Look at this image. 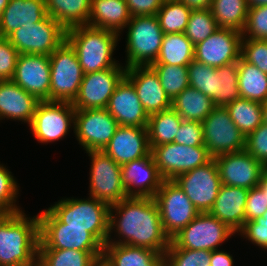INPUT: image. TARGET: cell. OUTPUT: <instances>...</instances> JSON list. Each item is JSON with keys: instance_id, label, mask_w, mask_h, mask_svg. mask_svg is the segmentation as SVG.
<instances>
[{"instance_id": "6da1fadb", "label": "cell", "mask_w": 267, "mask_h": 266, "mask_svg": "<svg viewBox=\"0 0 267 266\" xmlns=\"http://www.w3.org/2000/svg\"><path fill=\"white\" fill-rule=\"evenodd\" d=\"M113 231L118 240L111 238ZM170 242L164 233L154 198L128 197L110 205L106 244L143 247L165 255Z\"/></svg>"}, {"instance_id": "7a4b0ae2", "label": "cell", "mask_w": 267, "mask_h": 266, "mask_svg": "<svg viewBox=\"0 0 267 266\" xmlns=\"http://www.w3.org/2000/svg\"><path fill=\"white\" fill-rule=\"evenodd\" d=\"M39 216L9 213L0 222V266H37Z\"/></svg>"}, {"instance_id": "3957f363", "label": "cell", "mask_w": 267, "mask_h": 266, "mask_svg": "<svg viewBox=\"0 0 267 266\" xmlns=\"http://www.w3.org/2000/svg\"><path fill=\"white\" fill-rule=\"evenodd\" d=\"M120 36L113 31L88 25L66 30V40L75 49L84 74L122 66L112 57Z\"/></svg>"}, {"instance_id": "277c9868", "label": "cell", "mask_w": 267, "mask_h": 266, "mask_svg": "<svg viewBox=\"0 0 267 266\" xmlns=\"http://www.w3.org/2000/svg\"><path fill=\"white\" fill-rule=\"evenodd\" d=\"M48 210L66 227H85L103 245L109 235L110 205L89 196L87 199L65 198Z\"/></svg>"}, {"instance_id": "5b68a950", "label": "cell", "mask_w": 267, "mask_h": 266, "mask_svg": "<svg viewBox=\"0 0 267 266\" xmlns=\"http://www.w3.org/2000/svg\"><path fill=\"white\" fill-rule=\"evenodd\" d=\"M126 68L149 66L160 52L164 33L156 15L131 17L126 25Z\"/></svg>"}, {"instance_id": "8992f818", "label": "cell", "mask_w": 267, "mask_h": 266, "mask_svg": "<svg viewBox=\"0 0 267 266\" xmlns=\"http://www.w3.org/2000/svg\"><path fill=\"white\" fill-rule=\"evenodd\" d=\"M39 216L38 249L103 251L104 245L85 227H66L47 208Z\"/></svg>"}, {"instance_id": "52a82bcc", "label": "cell", "mask_w": 267, "mask_h": 266, "mask_svg": "<svg viewBox=\"0 0 267 266\" xmlns=\"http://www.w3.org/2000/svg\"><path fill=\"white\" fill-rule=\"evenodd\" d=\"M49 59L50 101L73 102L84 76L75 49L67 40H64L49 55Z\"/></svg>"}, {"instance_id": "ba28073f", "label": "cell", "mask_w": 267, "mask_h": 266, "mask_svg": "<svg viewBox=\"0 0 267 266\" xmlns=\"http://www.w3.org/2000/svg\"><path fill=\"white\" fill-rule=\"evenodd\" d=\"M236 232L209 212L199 213L186 227L177 233L168 248L192 250H219Z\"/></svg>"}, {"instance_id": "9c48e42d", "label": "cell", "mask_w": 267, "mask_h": 266, "mask_svg": "<svg viewBox=\"0 0 267 266\" xmlns=\"http://www.w3.org/2000/svg\"><path fill=\"white\" fill-rule=\"evenodd\" d=\"M153 198L170 240L200 213L174 180H164Z\"/></svg>"}, {"instance_id": "30bf717a", "label": "cell", "mask_w": 267, "mask_h": 266, "mask_svg": "<svg viewBox=\"0 0 267 266\" xmlns=\"http://www.w3.org/2000/svg\"><path fill=\"white\" fill-rule=\"evenodd\" d=\"M19 54L50 55L66 40V30L47 15L32 25H22L8 37Z\"/></svg>"}, {"instance_id": "8fae6325", "label": "cell", "mask_w": 267, "mask_h": 266, "mask_svg": "<svg viewBox=\"0 0 267 266\" xmlns=\"http://www.w3.org/2000/svg\"><path fill=\"white\" fill-rule=\"evenodd\" d=\"M201 124L204 145L212 158L245 149L246 137L232 121L226 107L215 106Z\"/></svg>"}, {"instance_id": "7c38bea8", "label": "cell", "mask_w": 267, "mask_h": 266, "mask_svg": "<svg viewBox=\"0 0 267 266\" xmlns=\"http://www.w3.org/2000/svg\"><path fill=\"white\" fill-rule=\"evenodd\" d=\"M75 111L72 102L40 101L29 125L33 136L43 144L62 140L75 128Z\"/></svg>"}, {"instance_id": "4fadbf2b", "label": "cell", "mask_w": 267, "mask_h": 266, "mask_svg": "<svg viewBox=\"0 0 267 266\" xmlns=\"http://www.w3.org/2000/svg\"><path fill=\"white\" fill-rule=\"evenodd\" d=\"M91 160L89 196L109 205L128 198L122 184L121 166L104 151H87Z\"/></svg>"}, {"instance_id": "5bb4252c", "label": "cell", "mask_w": 267, "mask_h": 266, "mask_svg": "<svg viewBox=\"0 0 267 266\" xmlns=\"http://www.w3.org/2000/svg\"><path fill=\"white\" fill-rule=\"evenodd\" d=\"M156 167L164 180H174L179 174L203 166L213 158L206 146H186L175 142L151 149Z\"/></svg>"}, {"instance_id": "9a60e30c", "label": "cell", "mask_w": 267, "mask_h": 266, "mask_svg": "<svg viewBox=\"0 0 267 266\" xmlns=\"http://www.w3.org/2000/svg\"><path fill=\"white\" fill-rule=\"evenodd\" d=\"M174 182L200 213L211 210L222 185L214 158L203 166L179 174Z\"/></svg>"}, {"instance_id": "2e32d148", "label": "cell", "mask_w": 267, "mask_h": 266, "mask_svg": "<svg viewBox=\"0 0 267 266\" xmlns=\"http://www.w3.org/2000/svg\"><path fill=\"white\" fill-rule=\"evenodd\" d=\"M119 124L106 108L76 109L74 134L87 151H103Z\"/></svg>"}, {"instance_id": "e0dca14e", "label": "cell", "mask_w": 267, "mask_h": 266, "mask_svg": "<svg viewBox=\"0 0 267 266\" xmlns=\"http://www.w3.org/2000/svg\"><path fill=\"white\" fill-rule=\"evenodd\" d=\"M125 66L84 74L77 97L72 102L75 109L106 108L117 85L126 75Z\"/></svg>"}, {"instance_id": "ac0fdd59", "label": "cell", "mask_w": 267, "mask_h": 266, "mask_svg": "<svg viewBox=\"0 0 267 266\" xmlns=\"http://www.w3.org/2000/svg\"><path fill=\"white\" fill-rule=\"evenodd\" d=\"M221 183L245 189L257 187L267 168L245 149L214 158Z\"/></svg>"}, {"instance_id": "d6986e66", "label": "cell", "mask_w": 267, "mask_h": 266, "mask_svg": "<svg viewBox=\"0 0 267 266\" xmlns=\"http://www.w3.org/2000/svg\"><path fill=\"white\" fill-rule=\"evenodd\" d=\"M242 32L219 28L194 46V60L218 68L241 57Z\"/></svg>"}, {"instance_id": "ffe728a7", "label": "cell", "mask_w": 267, "mask_h": 266, "mask_svg": "<svg viewBox=\"0 0 267 266\" xmlns=\"http://www.w3.org/2000/svg\"><path fill=\"white\" fill-rule=\"evenodd\" d=\"M12 81L39 101H50L51 69L48 55L19 54Z\"/></svg>"}, {"instance_id": "44dd1931", "label": "cell", "mask_w": 267, "mask_h": 266, "mask_svg": "<svg viewBox=\"0 0 267 266\" xmlns=\"http://www.w3.org/2000/svg\"><path fill=\"white\" fill-rule=\"evenodd\" d=\"M122 184L128 197H154L164 179L152 154L121 166Z\"/></svg>"}, {"instance_id": "7402d4cb", "label": "cell", "mask_w": 267, "mask_h": 266, "mask_svg": "<svg viewBox=\"0 0 267 266\" xmlns=\"http://www.w3.org/2000/svg\"><path fill=\"white\" fill-rule=\"evenodd\" d=\"M125 77L133 84L138 98L149 116L172 108V101L165 93L157 73L150 65L127 68Z\"/></svg>"}, {"instance_id": "603a6c76", "label": "cell", "mask_w": 267, "mask_h": 266, "mask_svg": "<svg viewBox=\"0 0 267 266\" xmlns=\"http://www.w3.org/2000/svg\"><path fill=\"white\" fill-rule=\"evenodd\" d=\"M106 109L119 126L148 125L149 115L145 112L133 84L126 77L117 85Z\"/></svg>"}, {"instance_id": "cb8c5ba5", "label": "cell", "mask_w": 267, "mask_h": 266, "mask_svg": "<svg viewBox=\"0 0 267 266\" xmlns=\"http://www.w3.org/2000/svg\"><path fill=\"white\" fill-rule=\"evenodd\" d=\"M103 151L120 166L149 155L147 127L119 126Z\"/></svg>"}, {"instance_id": "d4e9b609", "label": "cell", "mask_w": 267, "mask_h": 266, "mask_svg": "<svg viewBox=\"0 0 267 266\" xmlns=\"http://www.w3.org/2000/svg\"><path fill=\"white\" fill-rule=\"evenodd\" d=\"M39 102L12 80H0V120L13 119L30 125Z\"/></svg>"}, {"instance_id": "484cf974", "label": "cell", "mask_w": 267, "mask_h": 266, "mask_svg": "<svg viewBox=\"0 0 267 266\" xmlns=\"http://www.w3.org/2000/svg\"><path fill=\"white\" fill-rule=\"evenodd\" d=\"M249 189L221 185L211 215L228 225L236 234L245 224V206Z\"/></svg>"}, {"instance_id": "4316f807", "label": "cell", "mask_w": 267, "mask_h": 266, "mask_svg": "<svg viewBox=\"0 0 267 266\" xmlns=\"http://www.w3.org/2000/svg\"><path fill=\"white\" fill-rule=\"evenodd\" d=\"M45 0H10L0 16V37H8L22 25H32L46 16Z\"/></svg>"}, {"instance_id": "83f0119b", "label": "cell", "mask_w": 267, "mask_h": 266, "mask_svg": "<svg viewBox=\"0 0 267 266\" xmlns=\"http://www.w3.org/2000/svg\"><path fill=\"white\" fill-rule=\"evenodd\" d=\"M131 19L125 0H91L88 26L120 35Z\"/></svg>"}, {"instance_id": "f1b7e54d", "label": "cell", "mask_w": 267, "mask_h": 266, "mask_svg": "<svg viewBox=\"0 0 267 266\" xmlns=\"http://www.w3.org/2000/svg\"><path fill=\"white\" fill-rule=\"evenodd\" d=\"M102 258L109 266H164L162 253L126 244H105Z\"/></svg>"}, {"instance_id": "f546056e", "label": "cell", "mask_w": 267, "mask_h": 266, "mask_svg": "<svg viewBox=\"0 0 267 266\" xmlns=\"http://www.w3.org/2000/svg\"><path fill=\"white\" fill-rule=\"evenodd\" d=\"M47 14L65 30L87 25L91 13V0H45Z\"/></svg>"}, {"instance_id": "4dcf8cb0", "label": "cell", "mask_w": 267, "mask_h": 266, "mask_svg": "<svg viewBox=\"0 0 267 266\" xmlns=\"http://www.w3.org/2000/svg\"><path fill=\"white\" fill-rule=\"evenodd\" d=\"M210 98L215 106L223 107L240 98L238 61L213 70L210 82Z\"/></svg>"}, {"instance_id": "1f68e13d", "label": "cell", "mask_w": 267, "mask_h": 266, "mask_svg": "<svg viewBox=\"0 0 267 266\" xmlns=\"http://www.w3.org/2000/svg\"><path fill=\"white\" fill-rule=\"evenodd\" d=\"M214 107L209 96L190 86L172 101V108L183 120L202 122Z\"/></svg>"}, {"instance_id": "d6a6232c", "label": "cell", "mask_w": 267, "mask_h": 266, "mask_svg": "<svg viewBox=\"0 0 267 266\" xmlns=\"http://www.w3.org/2000/svg\"><path fill=\"white\" fill-rule=\"evenodd\" d=\"M238 88L241 98L264 103L267 100V74L240 57Z\"/></svg>"}, {"instance_id": "836d02e7", "label": "cell", "mask_w": 267, "mask_h": 266, "mask_svg": "<svg viewBox=\"0 0 267 266\" xmlns=\"http://www.w3.org/2000/svg\"><path fill=\"white\" fill-rule=\"evenodd\" d=\"M103 251L38 249L37 266H93Z\"/></svg>"}, {"instance_id": "e575fe53", "label": "cell", "mask_w": 267, "mask_h": 266, "mask_svg": "<svg viewBox=\"0 0 267 266\" xmlns=\"http://www.w3.org/2000/svg\"><path fill=\"white\" fill-rule=\"evenodd\" d=\"M194 60V45L184 33L164 34L160 52L153 64L188 66Z\"/></svg>"}, {"instance_id": "d590c367", "label": "cell", "mask_w": 267, "mask_h": 266, "mask_svg": "<svg viewBox=\"0 0 267 266\" xmlns=\"http://www.w3.org/2000/svg\"><path fill=\"white\" fill-rule=\"evenodd\" d=\"M182 120L173 108L150 115L147 125L150 148L174 142Z\"/></svg>"}, {"instance_id": "8d00e7d4", "label": "cell", "mask_w": 267, "mask_h": 266, "mask_svg": "<svg viewBox=\"0 0 267 266\" xmlns=\"http://www.w3.org/2000/svg\"><path fill=\"white\" fill-rule=\"evenodd\" d=\"M210 9L219 28L243 31L249 9L247 0H213Z\"/></svg>"}, {"instance_id": "74e56055", "label": "cell", "mask_w": 267, "mask_h": 266, "mask_svg": "<svg viewBox=\"0 0 267 266\" xmlns=\"http://www.w3.org/2000/svg\"><path fill=\"white\" fill-rule=\"evenodd\" d=\"M236 127L245 137L263 123L262 103L238 98L225 106Z\"/></svg>"}, {"instance_id": "f35d334b", "label": "cell", "mask_w": 267, "mask_h": 266, "mask_svg": "<svg viewBox=\"0 0 267 266\" xmlns=\"http://www.w3.org/2000/svg\"><path fill=\"white\" fill-rule=\"evenodd\" d=\"M192 9L180 0H164L156 17L164 34L184 33Z\"/></svg>"}, {"instance_id": "ab89813d", "label": "cell", "mask_w": 267, "mask_h": 266, "mask_svg": "<svg viewBox=\"0 0 267 266\" xmlns=\"http://www.w3.org/2000/svg\"><path fill=\"white\" fill-rule=\"evenodd\" d=\"M157 73L165 93L173 101L184 89L189 87L187 66L151 64Z\"/></svg>"}, {"instance_id": "60d3db41", "label": "cell", "mask_w": 267, "mask_h": 266, "mask_svg": "<svg viewBox=\"0 0 267 266\" xmlns=\"http://www.w3.org/2000/svg\"><path fill=\"white\" fill-rule=\"evenodd\" d=\"M218 29L210 8L192 9L184 34L195 46Z\"/></svg>"}, {"instance_id": "b9f144b4", "label": "cell", "mask_w": 267, "mask_h": 266, "mask_svg": "<svg viewBox=\"0 0 267 266\" xmlns=\"http://www.w3.org/2000/svg\"><path fill=\"white\" fill-rule=\"evenodd\" d=\"M211 251L184 248H168L164 266H210Z\"/></svg>"}, {"instance_id": "7bdbcfd3", "label": "cell", "mask_w": 267, "mask_h": 266, "mask_svg": "<svg viewBox=\"0 0 267 266\" xmlns=\"http://www.w3.org/2000/svg\"><path fill=\"white\" fill-rule=\"evenodd\" d=\"M19 185L16 179L3 164H0V210L8 213H17L22 211L16 205L19 194Z\"/></svg>"}, {"instance_id": "ee69618b", "label": "cell", "mask_w": 267, "mask_h": 266, "mask_svg": "<svg viewBox=\"0 0 267 266\" xmlns=\"http://www.w3.org/2000/svg\"><path fill=\"white\" fill-rule=\"evenodd\" d=\"M242 39L267 40V5L249 7Z\"/></svg>"}, {"instance_id": "f6af8a7d", "label": "cell", "mask_w": 267, "mask_h": 266, "mask_svg": "<svg viewBox=\"0 0 267 266\" xmlns=\"http://www.w3.org/2000/svg\"><path fill=\"white\" fill-rule=\"evenodd\" d=\"M241 57L267 74V40L242 39Z\"/></svg>"}, {"instance_id": "bcb514c9", "label": "cell", "mask_w": 267, "mask_h": 266, "mask_svg": "<svg viewBox=\"0 0 267 266\" xmlns=\"http://www.w3.org/2000/svg\"><path fill=\"white\" fill-rule=\"evenodd\" d=\"M238 235L259 246V248L267 250V212L255 220L245 222Z\"/></svg>"}, {"instance_id": "7dc6e473", "label": "cell", "mask_w": 267, "mask_h": 266, "mask_svg": "<svg viewBox=\"0 0 267 266\" xmlns=\"http://www.w3.org/2000/svg\"><path fill=\"white\" fill-rule=\"evenodd\" d=\"M189 85L210 97L211 74L214 67L193 60L188 66Z\"/></svg>"}, {"instance_id": "c3c4849f", "label": "cell", "mask_w": 267, "mask_h": 266, "mask_svg": "<svg viewBox=\"0 0 267 266\" xmlns=\"http://www.w3.org/2000/svg\"><path fill=\"white\" fill-rule=\"evenodd\" d=\"M245 150L267 168V125L262 123L246 137Z\"/></svg>"}, {"instance_id": "681fc988", "label": "cell", "mask_w": 267, "mask_h": 266, "mask_svg": "<svg viewBox=\"0 0 267 266\" xmlns=\"http://www.w3.org/2000/svg\"><path fill=\"white\" fill-rule=\"evenodd\" d=\"M174 142L192 147L205 146L201 122L182 120Z\"/></svg>"}, {"instance_id": "f907efd6", "label": "cell", "mask_w": 267, "mask_h": 266, "mask_svg": "<svg viewBox=\"0 0 267 266\" xmlns=\"http://www.w3.org/2000/svg\"><path fill=\"white\" fill-rule=\"evenodd\" d=\"M19 52L8 38L0 37V80H12Z\"/></svg>"}, {"instance_id": "816d5d0a", "label": "cell", "mask_w": 267, "mask_h": 266, "mask_svg": "<svg viewBox=\"0 0 267 266\" xmlns=\"http://www.w3.org/2000/svg\"><path fill=\"white\" fill-rule=\"evenodd\" d=\"M267 212V200L263 191L257 186L249 189L245 206V222L255 220Z\"/></svg>"}, {"instance_id": "f5cc1de1", "label": "cell", "mask_w": 267, "mask_h": 266, "mask_svg": "<svg viewBox=\"0 0 267 266\" xmlns=\"http://www.w3.org/2000/svg\"><path fill=\"white\" fill-rule=\"evenodd\" d=\"M131 17L156 15L164 0H125Z\"/></svg>"}, {"instance_id": "db71d44e", "label": "cell", "mask_w": 267, "mask_h": 266, "mask_svg": "<svg viewBox=\"0 0 267 266\" xmlns=\"http://www.w3.org/2000/svg\"><path fill=\"white\" fill-rule=\"evenodd\" d=\"M233 256L224 250L211 251L210 266H234Z\"/></svg>"}, {"instance_id": "11a10c76", "label": "cell", "mask_w": 267, "mask_h": 266, "mask_svg": "<svg viewBox=\"0 0 267 266\" xmlns=\"http://www.w3.org/2000/svg\"><path fill=\"white\" fill-rule=\"evenodd\" d=\"M191 9L210 8L213 0H180Z\"/></svg>"}, {"instance_id": "9f6ffc18", "label": "cell", "mask_w": 267, "mask_h": 266, "mask_svg": "<svg viewBox=\"0 0 267 266\" xmlns=\"http://www.w3.org/2000/svg\"><path fill=\"white\" fill-rule=\"evenodd\" d=\"M258 187L263 191L265 199L267 200V171L262 175Z\"/></svg>"}, {"instance_id": "6f0895ef", "label": "cell", "mask_w": 267, "mask_h": 266, "mask_svg": "<svg viewBox=\"0 0 267 266\" xmlns=\"http://www.w3.org/2000/svg\"><path fill=\"white\" fill-rule=\"evenodd\" d=\"M249 7H257L262 5H267V0H247Z\"/></svg>"}, {"instance_id": "680465c9", "label": "cell", "mask_w": 267, "mask_h": 266, "mask_svg": "<svg viewBox=\"0 0 267 266\" xmlns=\"http://www.w3.org/2000/svg\"><path fill=\"white\" fill-rule=\"evenodd\" d=\"M262 109H263V123L267 125V100L262 103Z\"/></svg>"}, {"instance_id": "91938a15", "label": "cell", "mask_w": 267, "mask_h": 266, "mask_svg": "<svg viewBox=\"0 0 267 266\" xmlns=\"http://www.w3.org/2000/svg\"><path fill=\"white\" fill-rule=\"evenodd\" d=\"M10 0H0V16L3 13V10L6 8V6L9 4Z\"/></svg>"}, {"instance_id": "94428289", "label": "cell", "mask_w": 267, "mask_h": 266, "mask_svg": "<svg viewBox=\"0 0 267 266\" xmlns=\"http://www.w3.org/2000/svg\"><path fill=\"white\" fill-rule=\"evenodd\" d=\"M93 266H109L103 258L98 259Z\"/></svg>"}, {"instance_id": "6125c7cd", "label": "cell", "mask_w": 267, "mask_h": 266, "mask_svg": "<svg viewBox=\"0 0 267 266\" xmlns=\"http://www.w3.org/2000/svg\"><path fill=\"white\" fill-rule=\"evenodd\" d=\"M9 213L3 210H0V222L8 215Z\"/></svg>"}]
</instances>
